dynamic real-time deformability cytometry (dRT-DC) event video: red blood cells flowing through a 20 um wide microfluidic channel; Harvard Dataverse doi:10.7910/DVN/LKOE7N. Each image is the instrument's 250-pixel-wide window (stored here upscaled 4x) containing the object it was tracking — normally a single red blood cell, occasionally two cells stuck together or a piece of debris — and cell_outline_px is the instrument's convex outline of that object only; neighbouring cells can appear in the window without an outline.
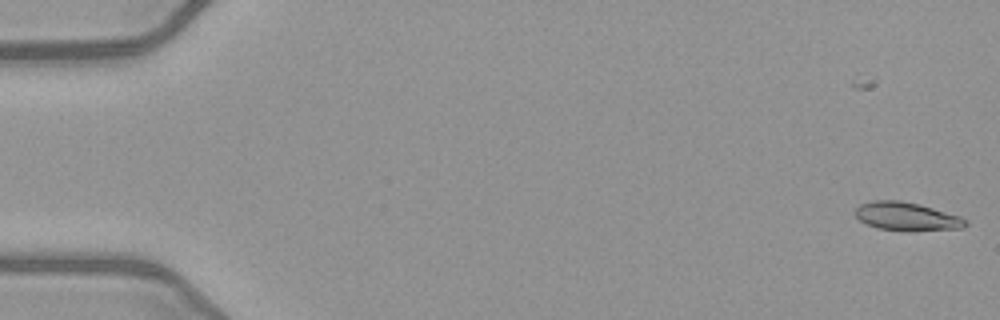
{"species": "common noctule bat (a hibernating species)", "species_latin": "Nyctalus noctula", "temperature_condition": "warm", "stored_images_in_passage": 3, "camera_frame_rate_fps": 3000, "um_per_image_px": 0.085, "animal": {"sex": "female", "body_mass_g": 21.9}, "frame": {"image": 1, "passage_image": 3, "time_ms": 0.667, "image_size_px": [1000, 320], "cell_outline_px": [[968, 224], [964, 228], [876, 228], [860, 220], [856, 216], [856, 208], [860, 204], [872, 200], [900, 200], [920, 204], [960, 216], [968, 220]], "centroid_in_image_um": [77.05, 18.33], "position_along_channel_um": 7.9, "area_um2": 17.28}}